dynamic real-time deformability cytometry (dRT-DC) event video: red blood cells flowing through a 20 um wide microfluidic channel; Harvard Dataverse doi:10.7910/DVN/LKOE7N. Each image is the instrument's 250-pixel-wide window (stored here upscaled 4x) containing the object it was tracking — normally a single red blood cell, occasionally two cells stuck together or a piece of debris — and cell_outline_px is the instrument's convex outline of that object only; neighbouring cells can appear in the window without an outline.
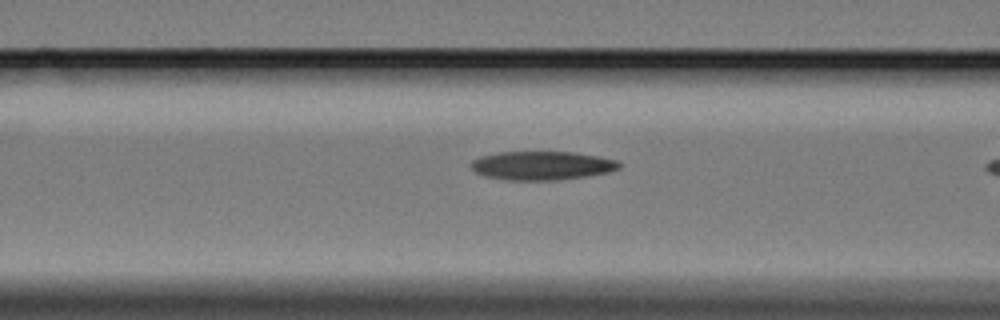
{"species": "Egyptian fruit bat (a non-hibernating species)", "species_latin": "Rousettus aegyptiacus", "temperature_condition": "cold", "stored_images_in_passage": 15, "camera_frame_rate_fps": 3000, "um_per_image_px": 0.085, "animal": {"sex": "female"}, "frame": {"image": 1, "passage_image": 13, "time_ms": 4.0, "image_size_px": [1000, 320], "cell_outline_px": [[620, 168], [608, 172], [584, 176], [556, 180], [508, 180], [484, 176], [476, 172], [472, 168], [472, 160], [480, 156], [500, 152], [572, 152], [600, 156], [616, 160], [620, 164]], "centroid_in_image_um": [46.06, 14.07], "position_along_channel_um": 120.5, "area_um2": 24.62}}